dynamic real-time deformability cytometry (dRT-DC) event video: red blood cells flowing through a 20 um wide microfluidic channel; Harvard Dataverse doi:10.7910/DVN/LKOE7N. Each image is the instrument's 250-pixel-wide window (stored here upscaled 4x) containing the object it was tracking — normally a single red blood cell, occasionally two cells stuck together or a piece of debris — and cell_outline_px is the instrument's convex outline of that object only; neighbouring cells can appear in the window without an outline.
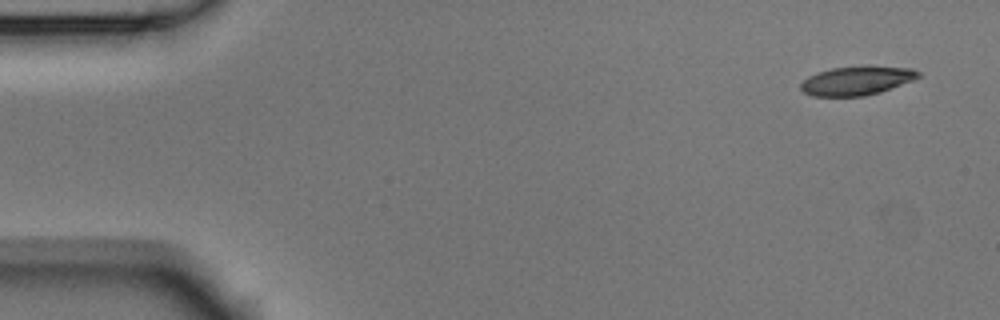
{"species": "Egyptian fruit bat (a non-hibernating species)", "species_latin": "Rousettus aegyptiacus", "temperature_condition": "room temperature", "stored_images_in_passage": 4, "camera_frame_rate_fps": 3000, "um_per_image_px": 0.085, "animal": {"sex": "male"}, "frame": {"image": 1, "passage_image": 1, "time_ms": 0.0, "image_size_px": [1000, 320], "cell_outline_px": [[920, 76], [912, 80], [880, 92], [864, 96], [812, 96], [804, 92], [800, 88], [800, 84], [808, 76], [832, 68], [868, 64], [912, 68], [920, 72]], "centroid_in_image_um": [72.84, 6.83], "position_along_channel_um": 12.2, "area_um2": 20.06}}
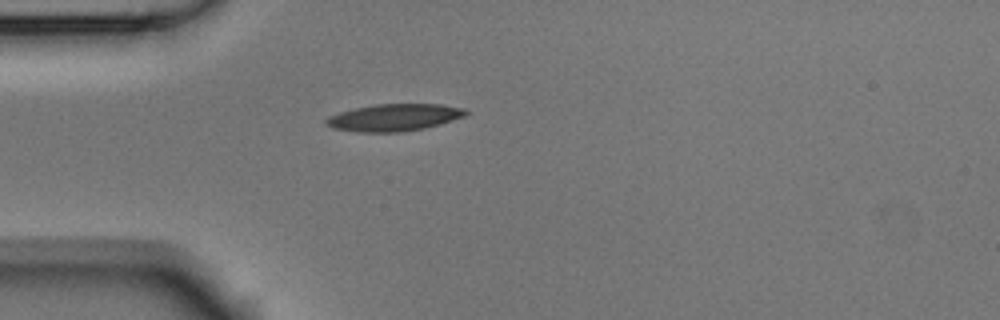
{"frame": {"image": 2, "passage_image": 4, "time_ms": 1.0, "image_size_px": [1000, 320], "cell_outline_px": [[468, 112], [464, 116], [440, 124], [424, 128], [400, 132], [360, 132], [332, 128], [324, 124], [324, 120], [328, 116], [340, 112], [356, 108], [376, 104], [440, 104], [464, 108]], "centroid_in_image_um": [33.47, 9.99], "position_along_channel_um": 51.5, "area_um2": 21.96}}